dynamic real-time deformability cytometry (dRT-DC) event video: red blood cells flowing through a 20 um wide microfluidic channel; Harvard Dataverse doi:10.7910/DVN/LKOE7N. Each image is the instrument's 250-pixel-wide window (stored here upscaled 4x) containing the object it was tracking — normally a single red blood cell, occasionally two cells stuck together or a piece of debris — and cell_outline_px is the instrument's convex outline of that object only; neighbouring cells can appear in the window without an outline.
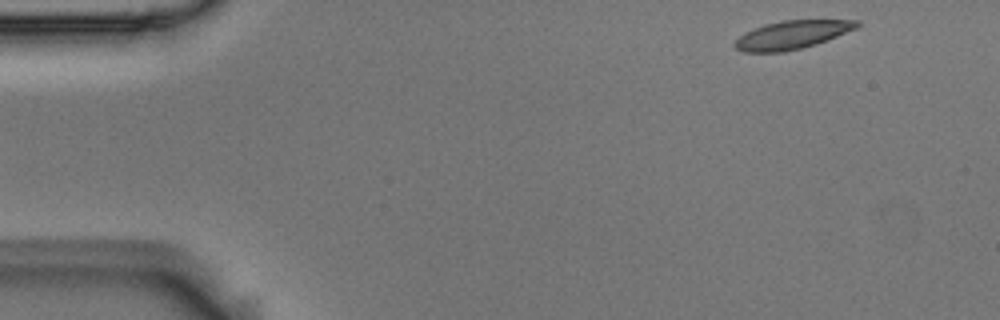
{"species": "Egyptian fruit bat (a non-hibernating species)", "species_latin": "Rousettus aegyptiacus", "temperature_condition": "room temperature", "stored_images_in_passage": 5, "segment_of_instrument_passage": [2, 2], "camera_frame_rate_fps": 3000, "um_per_image_px": 0.085, "animal": {"sex": "male"}, "frame": {"image": 1, "passage_image": 5, "time_ms": 1.333, "image_size_px": [1000, 320], "cell_outline_px": [[860, 24], [856, 28], [816, 44], [784, 52], [744, 52], [736, 48], [732, 44], [740, 36], [764, 24], [784, 20], [860, 20]], "centroid_in_image_um": [67.31, 2.96], "position_along_channel_um": 17.7, "area_um2": 19.83}}